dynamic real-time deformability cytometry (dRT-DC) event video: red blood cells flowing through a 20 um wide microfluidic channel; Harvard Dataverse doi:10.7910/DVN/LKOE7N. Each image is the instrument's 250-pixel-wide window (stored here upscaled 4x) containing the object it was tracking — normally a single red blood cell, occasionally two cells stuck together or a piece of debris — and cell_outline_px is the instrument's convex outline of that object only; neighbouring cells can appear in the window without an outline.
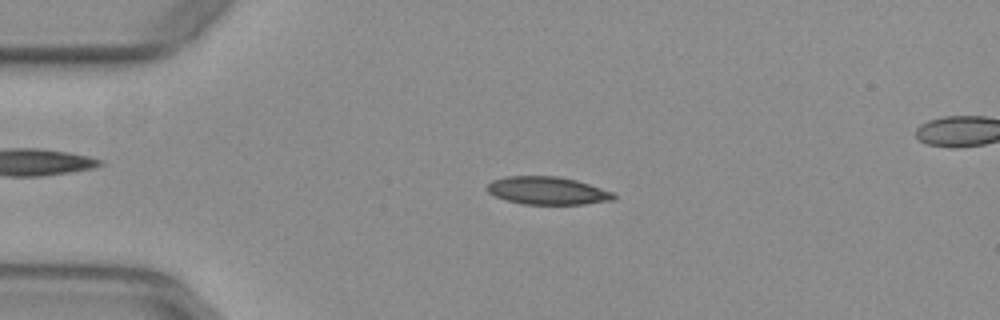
{"species": "common noctule bat (a hibernating species)", "species_latin": "Nyctalus noctula", "temperature_condition": "warm", "stored_images_in_passage": 51, "segment_of_instrument_passage": [1, 2], "camera_frame_rate_fps": 3000, "um_per_image_px": 0.085, "animal": {"sex": "female", "body_mass_g": 29.2, "forearm_length_mm": 56.3}, "frame": {"image": 1, "passage_image": 10, "time_ms": 3.0, "image_size_px": [1000, 320], "cell_outline_px": [[616, 200], [584, 204], [524, 204], [504, 200], [488, 192], [488, 184], [492, 180], [508, 176], [556, 176], [576, 180], [612, 192], [616, 196]], "centroid_in_image_um": [46.54, 16.21], "position_along_channel_um": 38.5, "area_um2": 20.4}}
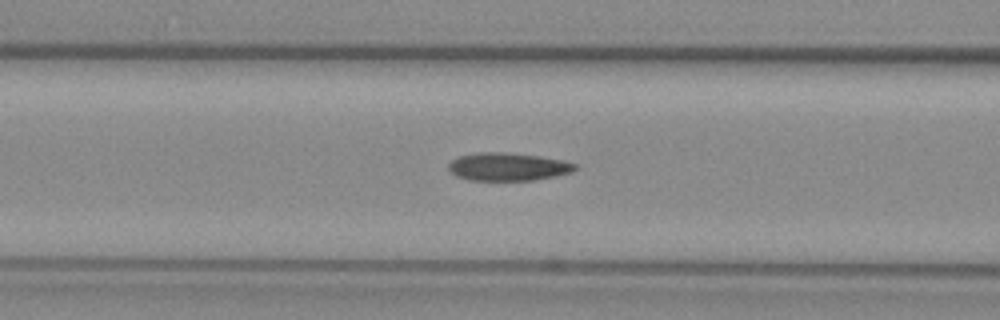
{"frame": {"image": 2, "passage_image": 19, "time_ms": 6.0, "image_size_px": [1000, 320], "cell_outline_px": [[576, 168], [572, 172], [556, 176], [532, 180], [468, 180], [456, 176], [448, 168], [448, 164], [452, 160], [460, 156], [476, 152], [508, 152], [540, 156], [564, 160], [576, 164]], "centroid_in_image_um": [43.18, 14.16], "position_along_channel_um": 123.4, "area_um2": 20.69}}
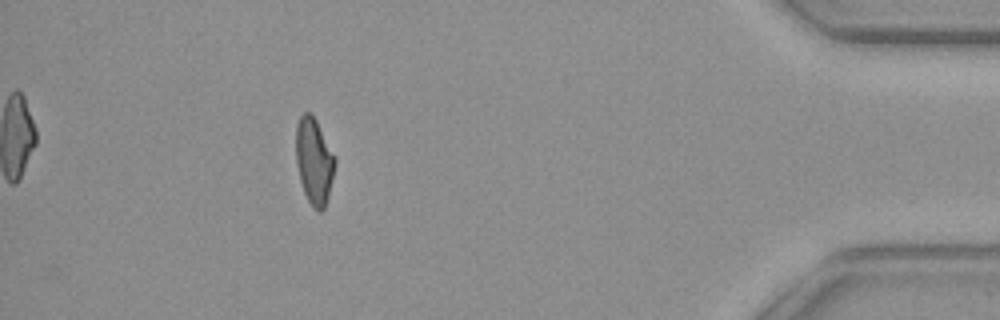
{"frame": {"image": 3, "passage_image": 45, "time_ms": 14.667, "image_size_px": [1000, 320], "cell_outline_px": [[336, 164], [328, 196], [324, 208], [320, 212], [312, 208], [304, 192], [300, 180], [296, 164], [296, 124], [300, 116], [304, 112], [312, 112], [336, 156]], "centroid_in_image_um": [26.7, 13.66], "position_along_channel_um": 408.5, "area_um2": 19.88}}